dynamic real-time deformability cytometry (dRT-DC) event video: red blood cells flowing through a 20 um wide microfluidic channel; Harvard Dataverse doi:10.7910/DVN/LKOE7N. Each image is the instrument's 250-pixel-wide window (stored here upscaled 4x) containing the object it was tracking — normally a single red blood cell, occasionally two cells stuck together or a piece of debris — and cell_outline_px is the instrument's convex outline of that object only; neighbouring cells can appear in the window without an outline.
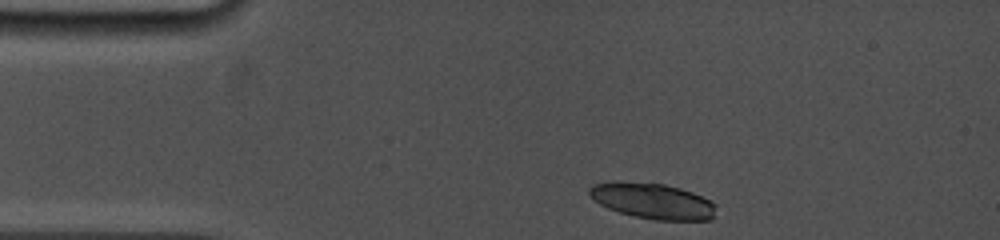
{"species": "common noctule bat (a hibernating species)", "species_latin": "Nyctalus noctula", "temperature_condition": "cold", "stored_images_in_passage": 3, "camera_frame_rate_fps": 5000, "um_per_image_px": 0.085, "animal": {"sex": "female", "body_mass_g": 19.0, "forearm_length_mm": 53.3}, "frame": {"image": 1, "passage_image": 1, "time_ms": 0.0, "image_size_px": [1000, 240], "cell_outline_px": [[716, 204], [712, 220], [652, 220], [632, 216], [608, 208], [600, 204], [588, 196], [588, 188], [592, 184], [620, 180], [664, 184], [680, 188], [692, 192]], "centroid_in_image_um": [55.42, 17.07], "position_along_channel_um": 29.6, "area_um2": 26.65}}